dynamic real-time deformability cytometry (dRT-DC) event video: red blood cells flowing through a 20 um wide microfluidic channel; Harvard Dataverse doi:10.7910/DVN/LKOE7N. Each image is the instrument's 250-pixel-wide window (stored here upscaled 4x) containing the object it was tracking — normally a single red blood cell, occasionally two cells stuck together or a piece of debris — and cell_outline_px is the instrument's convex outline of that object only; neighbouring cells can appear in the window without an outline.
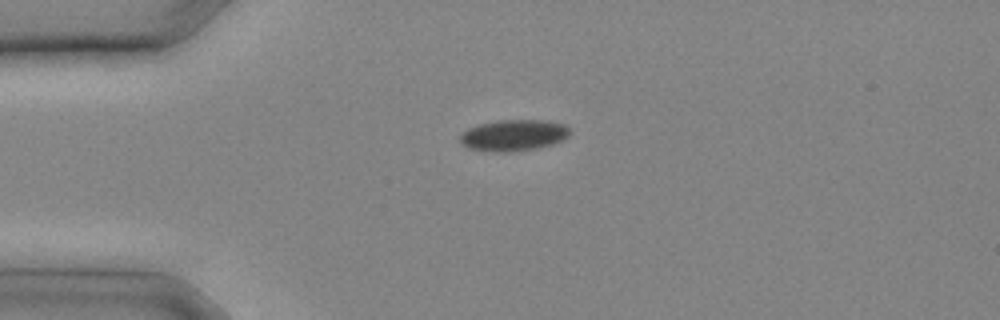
{"species": "common noctule bat (a hibernating species)", "species_latin": "Nyctalus noctula", "temperature_condition": "cold", "stored_images_in_passage": 8, "camera_frame_rate_fps": 3000, "um_per_image_px": 0.085, "animal": {"sex": "male", "body_mass_g": 20.4}, "frame": {"image": 1, "passage_image": 3, "time_ms": 0.667, "image_size_px": [1000, 320], "cell_outline_px": [[568, 136], [564, 140], [552, 144], [536, 148], [512, 152], [496, 152], [468, 148], [460, 140], [460, 136], [468, 128], [480, 124], [496, 120], [548, 120], [564, 124], [568, 128]], "centroid_in_image_um": [43.67, 11.49], "position_along_channel_um": 41.3, "area_um2": 19.94}}
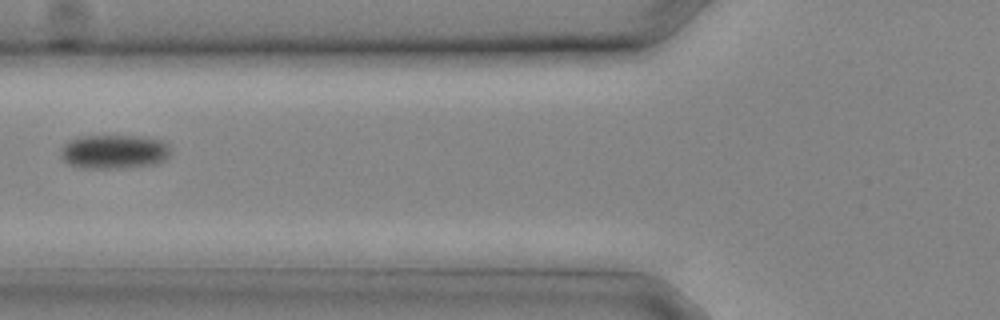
{"frame": {"image": 2, "passage_image": 7, "time_ms": 2.0, "image_size_px": [1000, 320], "cell_outline_px": [[172, 148], [168, 156], [164, 160], [156, 164], [124, 168], [80, 168], [64, 164], [60, 156], [60, 148], [68, 140], [80, 136], [140, 136], [164, 140]], "centroid_in_image_um": [9.67, 12.9], "position_along_channel_um": 116.1, "area_um2": 22.43}}